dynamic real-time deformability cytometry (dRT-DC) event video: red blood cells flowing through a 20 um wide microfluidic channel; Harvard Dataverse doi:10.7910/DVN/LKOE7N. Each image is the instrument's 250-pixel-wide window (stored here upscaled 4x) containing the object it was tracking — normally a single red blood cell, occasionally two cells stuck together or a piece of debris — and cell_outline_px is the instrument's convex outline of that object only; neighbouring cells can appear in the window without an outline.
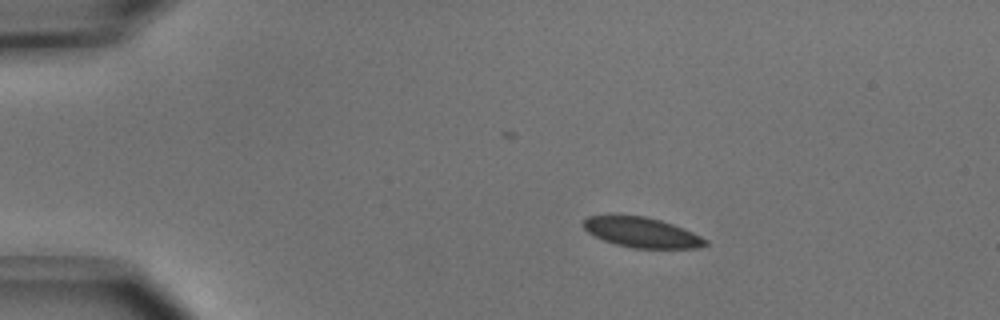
{"species": "common noctule bat (a hibernating species)", "species_latin": "Nyctalus noctula", "temperature_condition": "cold", "stored_images_in_passage": 43, "camera_frame_rate_fps": 3000, "um_per_image_px": 0.085, "animal": {"sex": "male", "body_mass_g": 15.6}, "frame": {"image": 1, "passage_image": 1, "time_ms": 0.0, "image_size_px": [1000, 320], "cell_outline_px": [[708, 244], [696, 248], [632, 248], [616, 244], [604, 240], [588, 232], [580, 224], [588, 216], [644, 216], [660, 220], [684, 228], [708, 240]], "centroid_in_image_um": [54.56, 19.76], "position_along_channel_um": 30.4, "area_um2": 21.15}}
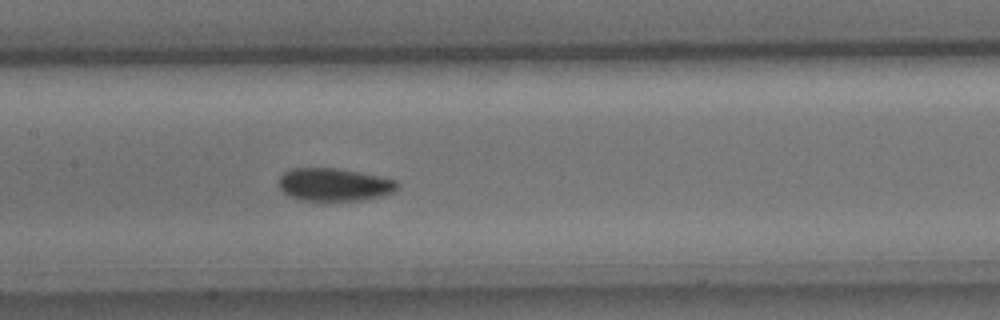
{"frame": {"image": 2, "passage_image": 17, "time_ms": 5.333, "image_size_px": [1000, 320], "cell_outline_px": [[400, 184], [392, 192], [380, 196], [364, 200], [324, 204], [300, 200], [288, 196], [280, 188], [280, 176], [284, 172], [292, 168], [336, 168], [360, 172], [396, 180]], "centroid_in_image_um": [28.38, 15.74], "position_along_channel_um": 179.0, "area_um2": 23.47}}
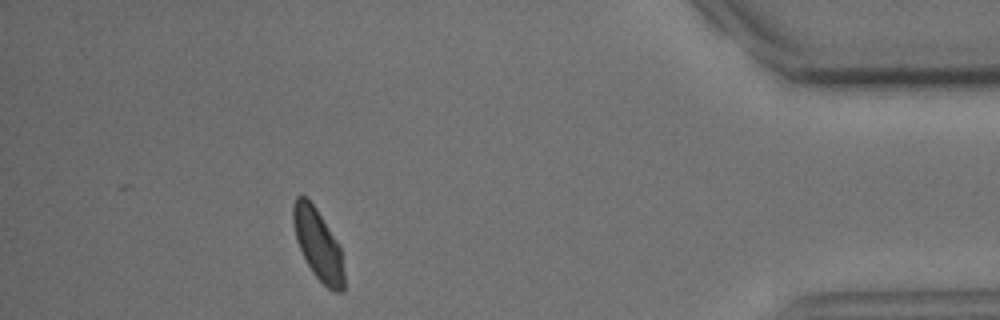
{"frame": {"image": 3, "passage_image": 38, "time_ms": 12.333, "image_size_px": [1000, 320], "cell_outline_px": [[344, 292], [336, 292], [328, 288], [312, 272], [296, 240], [292, 220], [292, 204], [296, 196], [308, 196], [316, 208], [340, 248], [344, 272]], "centroid_in_image_um": [27.01, 20.75], "position_along_channel_um": 408.2, "area_um2": 20.75}, "authors_computed_cell_mechanics": {"area_um2": 22.4264, "velocity_mm_per_s": 3.9153, "shape_relaxation_time_tau1_ms": 1.7599, "shape_relaxation_time_tau2_ms": null, "deformation_change_tau1": 0.0777, "deformation_change_tau2": null}}